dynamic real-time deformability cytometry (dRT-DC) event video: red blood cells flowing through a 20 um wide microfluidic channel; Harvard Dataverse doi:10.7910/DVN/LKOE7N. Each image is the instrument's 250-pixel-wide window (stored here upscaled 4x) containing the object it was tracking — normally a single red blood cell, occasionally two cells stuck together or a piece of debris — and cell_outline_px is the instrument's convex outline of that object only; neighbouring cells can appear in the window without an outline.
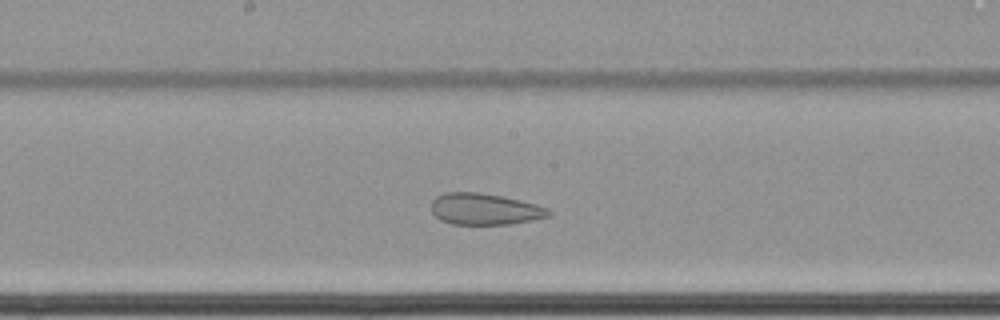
{"species": "common noctule bat (a hibernating species)", "species_latin": "Nyctalus noctula", "temperature_condition": "cold", "stored_images_in_passage": 60, "camera_frame_rate_fps": 3000, "um_per_image_px": 0.085, "animal": {"sex": "female", "body_mass_g": 22.7, "forearm_length_mm": 54.2}, "frame": {"image": 1, "passage_image": 33, "time_ms": 10.667, "image_size_px": [1000, 320], "cell_outline_px": [[552, 216], [532, 220], [508, 224], [452, 224], [440, 220], [432, 212], [432, 200], [436, 196], [444, 192], [480, 192], [504, 196], [536, 204], [548, 208], [552, 212]], "centroid_in_image_um": [41.22, 17.76], "position_along_channel_um": 207.0, "area_um2": 21.68}}
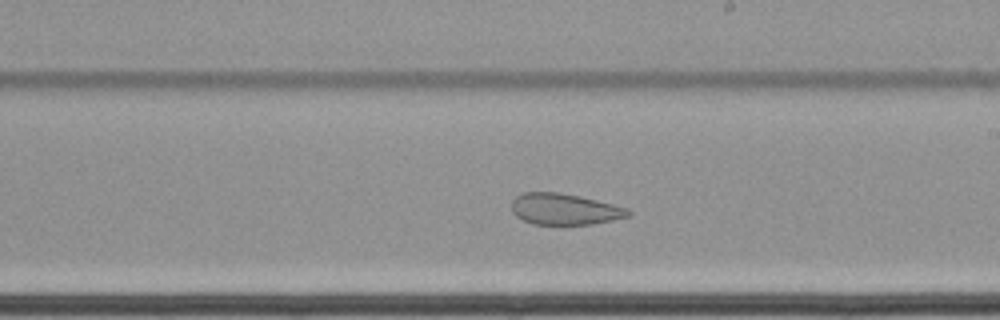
{"frame": {"image": 2, "passage_image": 36, "time_ms": 11.667, "image_size_px": [1000, 320], "cell_outline_px": [[632, 216], [592, 224], [532, 224], [516, 216], [512, 212], [512, 200], [516, 196], [524, 192], [560, 192], [580, 196], [628, 208], [632, 212]], "centroid_in_image_um": [48.0, 17.77], "position_along_channel_um": 241.0, "area_um2": 21.27}}
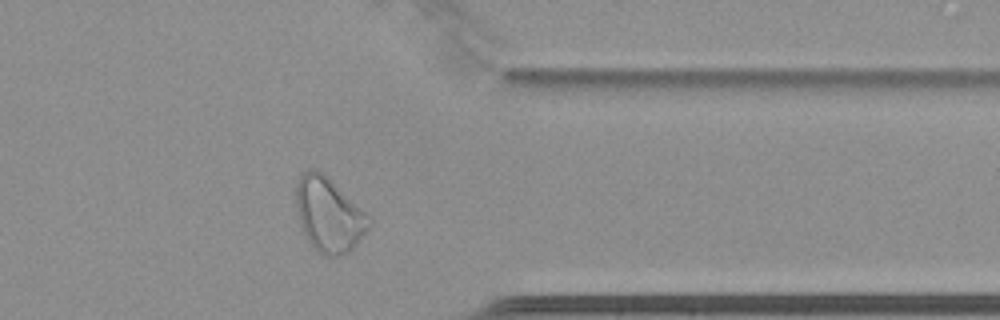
{"frame": {"image": 3, "passage_image": 49, "time_ms": 16.0, "image_size_px": [1000, 320], "cell_outline_px": [[372, 224], [352, 252], [340, 256], [324, 256], [316, 252], [308, 240], [300, 224], [296, 212], [296, 184], [300, 176], [308, 168], [316, 168], [360, 208], [372, 220]], "centroid_in_image_um": [27.94, 18.31], "position_along_channel_um": 383.5, "area_um2": 31.44}}